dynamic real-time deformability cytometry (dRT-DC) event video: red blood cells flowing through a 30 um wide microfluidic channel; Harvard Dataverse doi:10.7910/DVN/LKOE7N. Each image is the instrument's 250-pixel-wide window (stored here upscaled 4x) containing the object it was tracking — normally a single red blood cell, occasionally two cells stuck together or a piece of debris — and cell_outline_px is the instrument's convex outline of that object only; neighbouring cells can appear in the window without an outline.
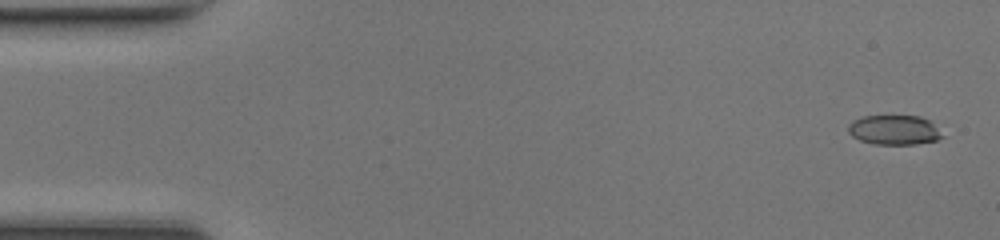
{"species": "common noctule bat (a hibernating species)", "species_latin": "Nyctalus noctula", "temperature_condition": "room temperature", "stored_images_in_passage": 49, "camera_frame_rate_fps": 3000, "um_per_image_px": 0.085, "animal": {"sex": "female", "body_mass_g": 17.0, "forearm_length_mm": 48.0}, "frame": {"image": 1, "passage_image": 2, "time_ms": 0.333, "image_size_px": [1000, 240], "cell_outline_px": [[944, 136], [936, 140], [916, 144], [872, 144], [860, 140], [852, 136], [848, 132], [848, 124], [852, 120], [864, 116], [920, 116], [928, 120]], "centroid_in_image_um": [75.96, 11.05], "position_along_channel_um": 9.0, "area_um2": 16.13}}
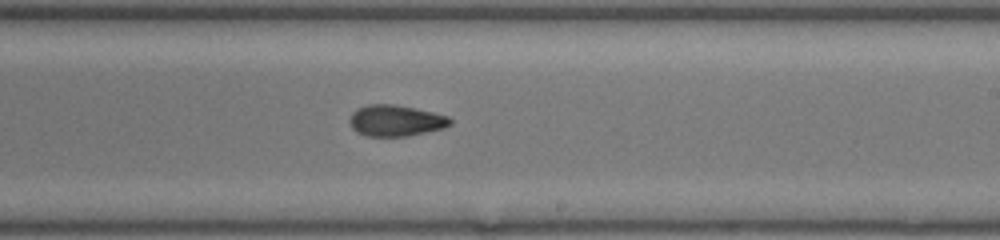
{"frame": {"image": 2, "passage_image": 29, "time_ms": 9.333, "image_size_px": [1000, 240], "cell_outline_px": [[452, 124], [444, 128], [408, 136], [368, 136], [356, 132], [352, 128], [348, 120], [352, 112], [356, 108], [368, 104], [396, 104], [416, 108], [448, 116], [452, 120]], "centroid_in_image_um": [33.62, 10.24], "position_along_channel_um": 255.4, "area_um2": 18.5}}
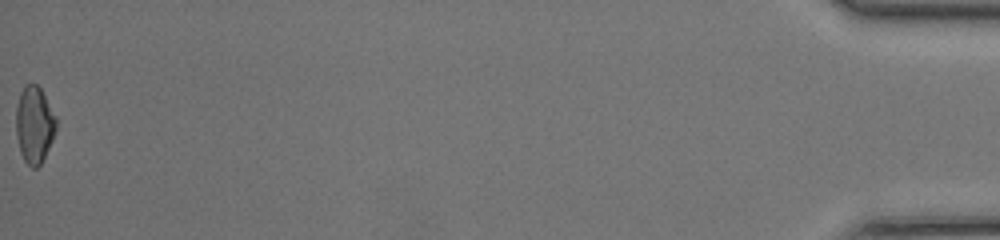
{"frame": {"image": 3, "passage_image": 49, "time_ms": 16.0, "image_size_px": [1000, 240], "cell_outline_px": [[56, 128], [52, 140], [40, 164], [36, 168], [32, 168], [24, 160], [20, 152], [16, 136], [16, 108], [20, 92], [24, 84], [36, 84], [40, 88], [56, 116]], "centroid_in_image_um": [2.9, 10.58], "position_along_channel_um": 432.3, "area_um2": 17.86}, "authors_computed_cell_mechanics": {"area_um2": 17.8602, "velocity_mm_per_s": 4.3067, "shape_relaxation_time_tau1_ms": 3.5699, "shape_relaxation_time_tau2_ms": 3.32, "deformation_change_tau1": 0.1494, "deformation_change_tau2": 0.112}}